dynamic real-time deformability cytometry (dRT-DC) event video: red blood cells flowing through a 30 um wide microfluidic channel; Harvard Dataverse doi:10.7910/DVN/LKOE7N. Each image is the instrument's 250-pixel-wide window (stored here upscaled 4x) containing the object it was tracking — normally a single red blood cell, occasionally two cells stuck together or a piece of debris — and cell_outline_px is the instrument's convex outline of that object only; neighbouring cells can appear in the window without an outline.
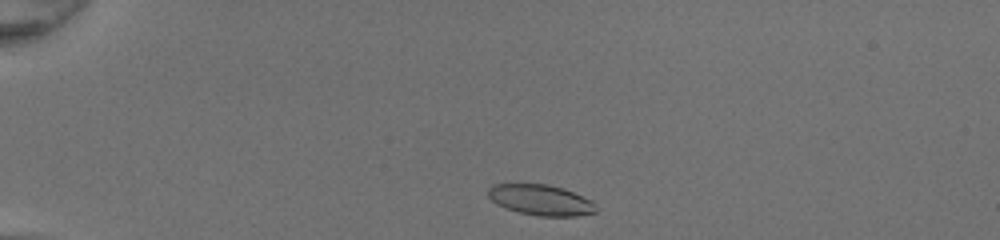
{"species": "common noctule bat (a hibernating species)", "species_latin": "Nyctalus noctula", "temperature_condition": "room temperature", "stored_images_in_passage": 35, "camera_frame_rate_fps": 3000, "um_per_image_px": 0.085, "animal": {"sex": "female", "body_mass_g": 20.0, "forearm_length_mm": 54.0}, "frame": {"image": 1, "passage_image": 2, "time_ms": 0.333, "image_size_px": [1000, 240], "cell_outline_px": [[596, 212], [576, 216], [540, 216], [520, 212], [504, 208], [496, 204], [488, 196], [488, 188], [492, 184], [548, 184], [564, 188], [592, 200], [596, 208]], "centroid_in_image_um": [45.95, 16.99], "position_along_channel_um": 39.0, "area_um2": 19.31}}
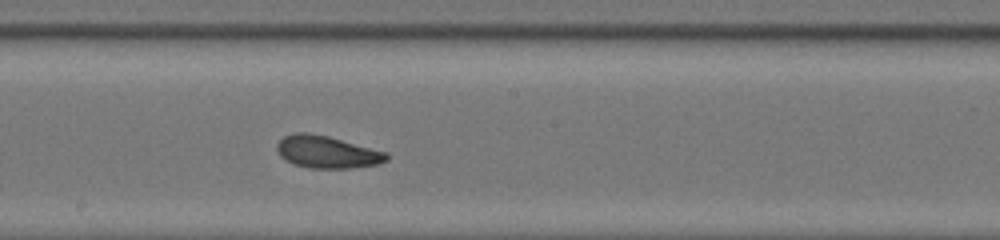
{"frame": {"image": 2, "passage_image": 19, "time_ms": 6.0, "image_size_px": [1000, 240], "cell_outline_px": [[388, 160], [376, 164], [352, 168], [308, 168], [292, 164], [284, 160], [280, 156], [276, 148], [276, 144], [284, 136], [296, 132], [308, 132], [328, 136], [388, 152]], "centroid_in_image_um": [27.77, 12.92], "position_along_channel_um": 220.4, "area_um2": 20.81}}
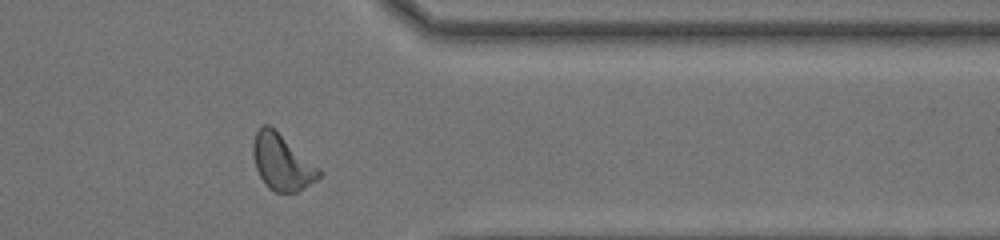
{"frame": {"image": 3, "passage_image": 31, "time_ms": 10.0, "image_size_px": [1000, 240], "cell_outline_px": [[320, 176], [316, 180], [296, 192], [276, 192], [268, 188], [260, 176], [256, 168], [252, 152], [252, 144], [256, 132], [264, 124], [268, 124], [320, 168]], "centroid_in_image_um": [23.94, 13.8], "position_along_channel_um": 387.5, "area_um2": 21.04}, "authors_computed_cell_mechanics": {"area_um2": 20.519, "velocity_mm_per_s": 4.305, "shape_relaxation_time_tau1_ms": 3.6159, "shape_relaxation_time_tau2_ms": 2.1281, "deformation_change_tau1": 0.1342, "deformation_change_tau2": 0.0877}}